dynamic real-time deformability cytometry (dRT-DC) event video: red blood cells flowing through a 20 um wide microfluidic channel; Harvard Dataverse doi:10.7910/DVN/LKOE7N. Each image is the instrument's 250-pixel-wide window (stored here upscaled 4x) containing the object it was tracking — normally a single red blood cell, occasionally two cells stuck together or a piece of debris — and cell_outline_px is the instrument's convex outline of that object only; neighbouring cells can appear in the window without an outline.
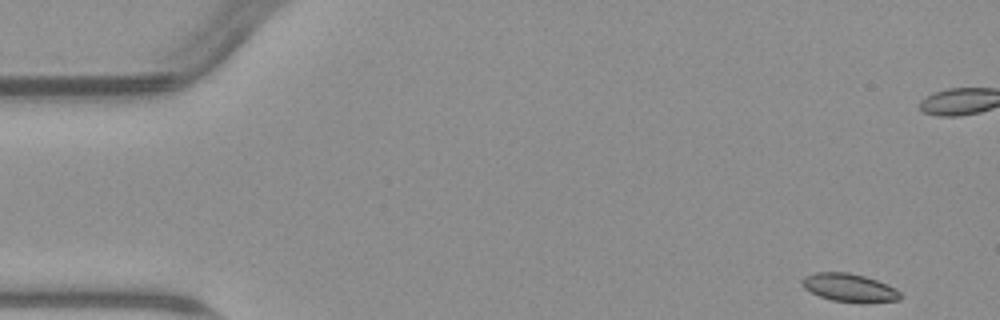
{"species": "common noctule bat (a hibernating species)", "species_latin": "Nyctalus noctula", "temperature_condition": "warm", "stored_images_in_passage": 7, "camera_frame_rate_fps": 3000, "um_per_image_px": 0.085, "animal": {"sex": "male", "body_mass_g": 23.1, "forearm_length_mm": 52.7}, "frame": {"image": 1, "passage_image": 1, "time_ms": 0.0, "image_size_px": [1000, 320], "cell_outline_px": [[900, 300], [868, 304], [860, 304], [832, 300], [820, 296], [804, 288], [800, 280], [804, 276], [816, 272], [848, 272], [864, 276], [888, 284], [896, 288], [900, 292]], "centroid_in_image_um": [72.23, 24.47], "position_along_channel_um": 12.8, "area_um2": 16.47}}
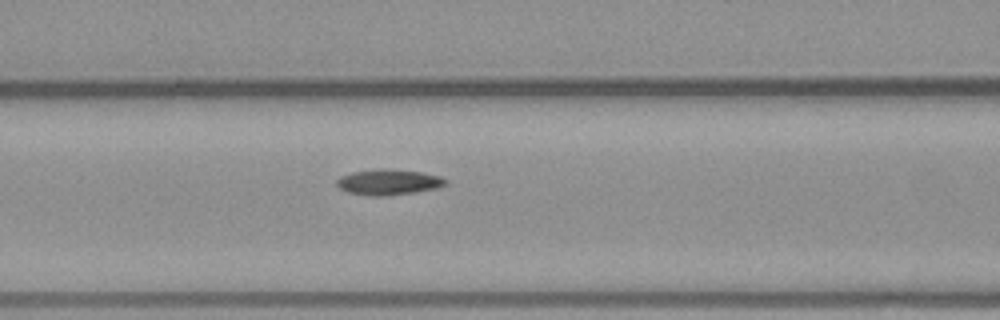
{"frame": {"image": 2, "passage_image": 7, "time_ms": 8.0, "image_size_px": [1000, 320], "cell_outline_px": [[448, 184], [436, 188], [416, 192], [384, 196], [368, 196], [348, 192], [340, 188], [336, 184], [336, 180], [340, 176], [352, 172], [380, 168], [384, 168], [420, 172], [440, 176], [448, 180]], "centroid_in_image_um": [33.02, 15.48], "position_along_channel_um": 133.6, "area_um2": 16.36}}